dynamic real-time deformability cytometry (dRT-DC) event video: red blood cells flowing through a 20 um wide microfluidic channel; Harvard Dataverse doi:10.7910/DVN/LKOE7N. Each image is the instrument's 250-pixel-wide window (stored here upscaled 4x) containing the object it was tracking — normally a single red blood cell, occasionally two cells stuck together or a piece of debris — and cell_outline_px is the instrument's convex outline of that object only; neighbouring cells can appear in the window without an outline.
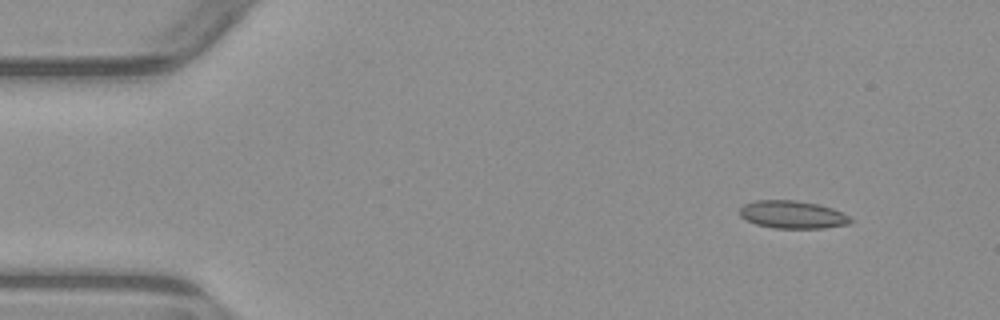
{"species": "common noctule bat (a hibernating species)", "species_latin": "Nyctalus noctula", "temperature_condition": "warm", "stored_images_in_passage": 7, "camera_frame_rate_fps": 3000, "um_per_image_px": 0.085, "animal": {"sex": "male", "body_mass_g": 23.1, "forearm_length_mm": 52.7}, "frame": {"image": 1, "passage_image": 2, "time_ms": 1.333, "image_size_px": [1000, 320], "cell_outline_px": [[852, 220], [848, 224], [824, 228], [772, 228], [756, 224], [740, 216], [740, 208], [744, 204], [756, 200], [796, 200], [820, 204], [832, 208], [848, 216]], "centroid_in_image_um": [67.35, 18.23], "position_along_channel_um": 17.7, "area_um2": 17.86}}
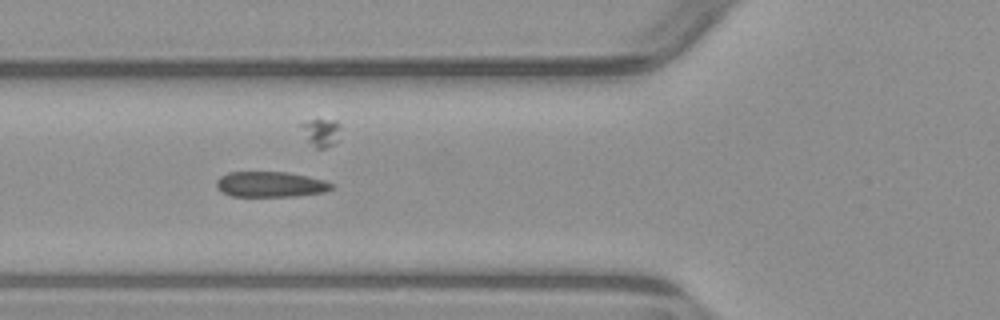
{"frame": {"image": 2, "passage_image": 6, "time_ms": 6.0, "image_size_px": [1000, 320], "cell_outline_px": [[332, 188], [324, 192], [296, 196], [232, 196], [220, 192], [216, 188], [216, 180], [220, 176], [228, 172], [288, 172], [308, 176], [324, 180], [332, 184]], "centroid_in_image_um": [22.94, 15.67], "position_along_channel_um": 102.9, "area_um2": 17.17}}